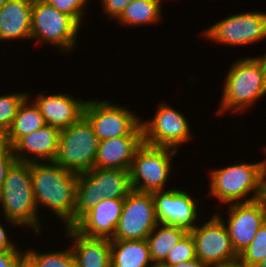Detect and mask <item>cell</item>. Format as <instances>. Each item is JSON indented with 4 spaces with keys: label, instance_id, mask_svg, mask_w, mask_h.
Here are the masks:
<instances>
[{
    "label": "cell",
    "instance_id": "1",
    "mask_svg": "<svg viewBox=\"0 0 266 267\" xmlns=\"http://www.w3.org/2000/svg\"><path fill=\"white\" fill-rule=\"evenodd\" d=\"M30 170L37 210L41 206L49 208L64 222V228L73 227L78 174L54 161L32 162Z\"/></svg>",
    "mask_w": 266,
    "mask_h": 267
},
{
    "label": "cell",
    "instance_id": "2",
    "mask_svg": "<svg viewBox=\"0 0 266 267\" xmlns=\"http://www.w3.org/2000/svg\"><path fill=\"white\" fill-rule=\"evenodd\" d=\"M0 204L5 220L12 226L31 228L36 235L41 233L42 222L34 199L30 163L16 161L9 168L0 190Z\"/></svg>",
    "mask_w": 266,
    "mask_h": 267
},
{
    "label": "cell",
    "instance_id": "3",
    "mask_svg": "<svg viewBox=\"0 0 266 267\" xmlns=\"http://www.w3.org/2000/svg\"><path fill=\"white\" fill-rule=\"evenodd\" d=\"M209 180L208 196L225 205L260 199L265 184V160L215 168L209 172Z\"/></svg>",
    "mask_w": 266,
    "mask_h": 267
},
{
    "label": "cell",
    "instance_id": "4",
    "mask_svg": "<svg viewBox=\"0 0 266 267\" xmlns=\"http://www.w3.org/2000/svg\"><path fill=\"white\" fill-rule=\"evenodd\" d=\"M228 70L215 115L221 116L226 110L243 112L266 95V73L256 56L238 59Z\"/></svg>",
    "mask_w": 266,
    "mask_h": 267
},
{
    "label": "cell",
    "instance_id": "5",
    "mask_svg": "<svg viewBox=\"0 0 266 267\" xmlns=\"http://www.w3.org/2000/svg\"><path fill=\"white\" fill-rule=\"evenodd\" d=\"M132 191L129 170L93 168L78 174L73 226L97 202L106 198H125Z\"/></svg>",
    "mask_w": 266,
    "mask_h": 267
},
{
    "label": "cell",
    "instance_id": "6",
    "mask_svg": "<svg viewBox=\"0 0 266 267\" xmlns=\"http://www.w3.org/2000/svg\"><path fill=\"white\" fill-rule=\"evenodd\" d=\"M80 24L44 0H33L31 11V40L48 43L63 53L76 46Z\"/></svg>",
    "mask_w": 266,
    "mask_h": 267
},
{
    "label": "cell",
    "instance_id": "7",
    "mask_svg": "<svg viewBox=\"0 0 266 267\" xmlns=\"http://www.w3.org/2000/svg\"><path fill=\"white\" fill-rule=\"evenodd\" d=\"M98 145L97 135L83 116L78 122L60 130L54 162L77 174L90 171L94 168Z\"/></svg>",
    "mask_w": 266,
    "mask_h": 267
},
{
    "label": "cell",
    "instance_id": "8",
    "mask_svg": "<svg viewBox=\"0 0 266 267\" xmlns=\"http://www.w3.org/2000/svg\"><path fill=\"white\" fill-rule=\"evenodd\" d=\"M178 152L173 148L143 143L129 169L132 190L142 193L164 191L173 166L171 158Z\"/></svg>",
    "mask_w": 266,
    "mask_h": 267
},
{
    "label": "cell",
    "instance_id": "9",
    "mask_svg": "<svg viewBox=\"0 0 266 267\" xmlns=\"http://www.w3.org/2000/svg\"><path fill=\"white\" fill-rule=\"evenodd\" d=\"M124 106L104 101L87 100L84 117L91 124L99 141L121 136H143L141 119Z\"/></svg>",
    "mask_w": 266,
    "mask_h": 267
},
{
    "label": "cell",
    "instance_id": "10",
    "mask_svg": "<svg viewBox=\"0 0 266 267\" xmlns=\"http://www.w3.org/2000/svg\"><path fill=\"white\" fill-rule=\"evenodd\" d=\"M221 213H215L203 225L189 232L195 242V255L207 267H227L237 264L238 255L233 249L229 232Z\"/></svg>",
    "mask_w": 266,
    "mask_h": 267
},
{
    "label": "cell",
    "instance_id": "11",
    "mask_svg": "<svg viewBox=\"0 0 266 267\" xmlns=\"http://www.w3.org/2000/svg\"><path fill=\"white\" fill-rule=\"evenodd\" d=\"M203 37L217 44L244 46L266 38V12L249 11L228 16L203 32Z\"/></svg>",
    "mask_w": 266,
    "mask_h": 267
},
{
    "label": "cell",
    "instance_id": "12",
    "mask_svg": "<svg viewBox=\"0 0 266 267\" xmlns=\"http://www.w3.org/2000/svg\"><path fill=\"white\" fill-rule=\"evenodd\" d=\"M169 105L160 103L152 120H141L143 141L152 146L178 150L181 145L191 140V127L187 117Z\"/></svg>",
    "mask_w": 266,
    "mask_h": 267
},
{
    "label": "cell",
    "instance_id": "13",
    "mask_svg": "<svg viewBox=\"0 0 266 267\" xmlns=\"http://www.w3.org/2000/svg\"><path fill=\"white\" fill-rule=\"evenodd\" d=\"M152 193L132 191L124 198L122 213L110 240H143L158 224Z\"/></svg>",
    "mask_w": 266,
    "mask_h": 267
},
{
    "label": "cell",
    "instance_id": "14",
    "mask_svg": "<svg viewBox=\"0 0 266 267\" xmlns=\"http://www.w3.org/2000/svg\"><path fill=\"white\" fill-rule=\"evenodd\" d=\"M227 223L233 249L239 255L254 239L261 225L266 221L265 208L260 199L228 205Z\"/></svg>",
    "mask_w": 266,
    "mask_h": 267
},
{
    "label": "cell",
    "instance_id": "15",
    "mask_svg": "<svg viewBox=\"0 0 266 267\" xmlns=\"http://www.w3.org/2000/svg\"><path fill=\"white\" fill-rule=\"evenodd\" d=\"M152 195L159 223L175 225L187 231L196 226L198 201L188 192L170 187L168 190L154 192Z\"/></svg>",
    "mask_w": 266,
    "mask_h": 267
},
{
    "label": "cell",
    "instance_id": "16",
    "mask_svg": "<svg viewBox=\"0 0 266 267\" xmlns=\"http://www.w3.org/2000/svg\"><path fill=\"white\" fill-rule=\"evenodd\" d=\"M123 204L124 198L101 200L73 228L87 237L112 239L122 213Z\"/></svg>",
    "mask_w": 266,
    "mask_h": 267
},
{
    "label": "cell",
    "instance_id": "17",
    "mask_svg": "<svg viewBox=\"0 0 266 267\" xmlns=\"http://www.w3.org/2000/svg\"><path fill=\"white\" fill-rule=\"evenodd\" d=\"M43 93L38 94L33 101L43 115L46 125L63 130L84 116L87 100L76 99L68 93Z\"/></svg>",
    "mask_w": 266,
    "mask_h": 267
},
{
    "label": "cell",
    "instance_id": "18",
    "mask_svg": "<svg viewBox=\"0 0 266 267\" xmlns=\"http://www.w3.org/2000/svg\"><path fill=\"white\" fill-rule=\"evenodd\" d=\"M59 136L58 128L45 125L21 137L12 146L13 155L18 162L54 161L58 150Z\"/></svg>",
    "mask_w": 266,
    "mask_h": 267
},
{
    "label": "cell",
    "instance_id": "19",
    "mask_svg": "<svg viewBox=\"0 0 266 267\" xmlns=\"http://www.w3.org/2000/svg\"><path fill=\"white\" fill-rule=\"evenodd\" d=\"M143 136H121L99 141L94 168L129 170Z\"/></svg>",
    "mask_w": 266,
    "mask_h": 267
},
{
    "label": "cell",
    "instance_id": "20",
    "mask_svg": "<svg viewBox=\"0 0 266 267\" xmlns=\"http://www.w3.org/2000/svg\"><path fill=\"white\" fill-rule=\"evenodd\" d=\"M65 233L73 242L76 267H111L110 239L87 237L73 227H66Z\"/></svg>",
    "mask_w": 266,
    "mask_h": 267
},
{
    "label": "cell",
    "instance_id": "21",
    "mask_svg": "<svg viewBox=\"0 0 266 267\" xmlns=\"http://www.w3.org/2000/svg\"><path fill=\"white\" fill-rule=\"evenodd\" d=\"M33 0H8L0 8V41L30 39Z\"/></svg>",
    "mask_w": 266,
    "mask_h": 267
},
{
    "label": "cell",
    "instance_id": "22",
    "mask_svg": "<svg viewBox=\"0 0 266 267\" xmlns=\"http://www.w3.org/2000/svg\"><path fill=\"white\" fill-rule=\"evenodd\" d=\"M110 250L111 267H156L146 239L110 240Z\"/></svg>",
    "mask_w": 266,
    "mask_h": 267
},
{
    "label": "cell",
    "instance_id": "23",
    "mask_svg": "<svg viewBox=\"0 0 266 267\" xmlns=\"http://www.w3.org/2000/svg\"><path fill=\"white\" fill-rule=\"evenodd\" d=\"M45 125V119L38 106L34 101H30V97L27 95L18 107L12 126L2 139L12 147L21 137Z\"/></svg>",
    "mask_w": 266,
    "mask_h": 267
},
{
    "label": "cell",
    "instance_id": "24",
    "mask_svg": "<svg viewBox=\"0 0 266 267\" xmlns=\"http://www.w3.org/2000/svg\"><path fill=\"white\" fill-rule=\"evenodd\" d=\"M187 232L185 228L171 224L158 223L156 225L146 239L150 257L156 267L166 260L170 251Z\"/></svg>",
    "mask_w": 266,
    "mask_h": 267
},
{
    "label": "cell",
    "instance_id": "25",
    "mask_svg": "<svg viewBox=\"0 0 266 267\" xmlns=\"http://www.w3.org/2000/svg\"><path fill=\"white\" fill-rule=\"evenodd\" d=\"M162 0H131L116 22L124 26L157 24L161 20Z\"/></svg>",
    "mask_w": 266,
    "mask_h": 267
},
{
    "label": "cell",
    "instance_id": "26",
    "mask_svg": "<svg viewBox=\"0 0 266 267\" xmlns=\"http://www.w3.org/2000/svg\"><path fill=\"white\" fill-rule=\"evenodd\" d=\"M266 257V221L257 231L252 242L238 255L240 267H255Z\"/></svg>",
    "mask_w": 266,
    "mask_h": 267
},
{
    "label": "cell",
    "instance_id": "27",
    "mask_svg": "<svg viewBox=\"0 0 266 267\" xmlns=\"http://www.w3.org/2000/svg\"><path fill=\"white\" fill-rule=\"evenodd\" d=\"M30 93H12L0 95V139H2L8 132L14 118L16 116L17 110L24 98Z\"/></svg>",
    "mask_w": 266,
    "mask_h": 267
},
{
    "label": "cell",
    "instance_id": "28",
    "mask_svg": "<svg viewBox=\"0 0 266 267\" xmlns=\"http://www.w3.org/2000/svg\"><path fill=\"white\" fill-rule=\"evenodd\" d=\"M26 253L39 265V267H76L71 247L66 250L39 253L29 249Z\"/></svg>",
    "mask_w": 266,
    "mask_h": 267
},
{
    "label": "cell",
    "instance_id": "29",
    "mask_svg": "<svg viewBox=\"0 0 266 267\" xmlns=\"http://www.w3.org/2000/svg\"><path fill=\"white\" fill-rule=\"evenodd\" d=\"M195 258V242L191 233L188 231L172 251H170L166 260L159 267H169L184 261L194 260Z\"/></svg>",
    "mask_w": 266,
    "mask_h": 267
},
{
    "label": "cell",
    "instance_id": "30",
    "mask_svg": "<svg viewBox=\"0 0 266 267\" xmlns=\"http://www.w3.org/2000/svg\"><path fill=\"white\" fill-rule=\"evenodd\" d=\"M60 12L73 17L80 25L85 15L88 0H44Z\"/></svg>",
    "mask_w": 266,
    "mask_h": 267
},
{
    "label": "cell",
    "instance_id": "31",
    "mask_svg": "<svg viewBox=\"0 0 266 267\" xmlns=\"http://www.w3.org/2000/svg\"><path fill=\"white\" fill-rule=\"evenodd\" d=\"M10 147L3 139H0V190L3 186L9 168L16 162Z\"/></svg>",
    "mask_w": 266,
    "mask_h": 267
},
{
    "label": "cell",
    "instance_id": "32",
    "mask_svg": "<svg viewBox=\"0 0 266 267\" xmlns=\"http://www.w3.org/2000/svg\"><path fill=\"white\" fill-rule=\"evenodd\" d=\"M131 0H100L102 10L110 19H117Z\"/></svg>",
    "mask_w": 266,
    "mask_h": 267
},
{
    "label": "cell",
    "instance_id": "33",
    "mask_svg": "<svg viewBox=\"0 0 266 267\" xmlns=\"http://www.w3.org/2000/svg\"><path fill=\"white\" fill-rule=\"evenodd\" d=\"M18 249L0 251V267H17L21 256L25 253Z\"/></svg>",
    "mask_w": 266,
    "mask_h": 267
},
{
    "label": "cell",
    "instance_id": "34",
    "mask_svg": "<svg viewBox=\"0 0 266 267\" xmlns=\"http://www.w3.org/2000/svg\"><path fill=\"white\" fill-rule=\"evenodd\" d=\"M6 227L2 226L0 223V251L12 250L14 248H19L16 244L13 243L14 240L9 239V235H7Z\"/></svg>",
    "mask_w": 266,
    "mask_h": 267
},
{
    "label": "cell",
    "instance_id": "35",
    "mask_svg": "<svg viewBox=\"0 0 266 267\" xmlns=\"http://www.w3.org/2000/svg\"><path fill=\"white\" fill-rule=\"evenodd\" d=\"M17 267H39V265L25 252L21 256Z\"/></svg>",
    "mask_w": 266,
    "mask_h": 267
},
{
    "label": "cell",
    "instance_id": "36",
    "mask_svg": "<svg viewBox=\"0 0 266 267\" xmlns=\"http://www.w3.org/2000/svg\"><path fill=\"white\" fill-rule=\"evenodd\" d=\"M169 267H207L204 263H202L198 258L190 261H184L182 263H178Z\"/></svg>",
    "mask_w": 266,
    "mask_h": 267
},
{
    "label": "cell",
    "instance_id": "37",
    "mask_svg": "<svg viewBox=\"0 0 266 267\" xmlns=\"http://www.w3.org/2000/svg\"><path fill=\"white\" fill-rule=\"evenodd\" d=\"M260 200L262 201L264 208H265V216H266V184L263 186V191L260 196Z\"/></svg>",
    "mask_w": 266,
    "mask_h": 267
},
{
    "label": "cell",
    "instance_id": "38",
    "mask_svg": "<svg viewBox=\"0 0 266 267\" xmlns=\"http://www.w3.org/2000/svg\"><path fill=\"white\" fill-rule=\"evenodd\" d=\"M257 59L262 63L266 73V53L263 56H257Z\"/></svg>",
    "mask_w": 266,
    "mask_h": 267
},
{
    "label": "cell",
    "instance_id": "39",
    "mask_svg": "<svg viewBox=\"0 0 266 267\" xmlns=\"http://www.w3.org/2000/svg\"><path fill=\"white\" fill-rule=\"evenodd\" d=\"M255 267H266V257L260 261Z\"/></svg>",
    "mask_w": 266,
    "mask_h": 267
},
{
    "label": "cell",
    "instance_id": "40",
    "mask_svg": "<svg viewBox=\"0 0 266 267\" xmlns=\"http://www.w3.org/2000/svg\"><path fill=\"white\" fill-rule=\"evenodd\" d=\"M265 148H263V151L266 154V146H264ZM265 184H266V159H265Z\"/></svg>",
    "mask_w": 266,
    "mask_h": 267
},
{
    "label": "cell",
    "instance_id": "41",
    "mask_svg": "<svg viewBox=\"0 0 266 267\" xmlns=\"http://www.w3.org/2000/svg\"><path fill=\"white\" fill-rule=\"evenodd\" d=\"M8 0H0V8L7 2Z\"/></svg>",
    "mask_w": 266,
    "mask_h": 267
},
{
    "label": "cell",
    "instance_id": "42",
    "mask_svg": "<svg viewBox=\"0 0 266 267\" xmlns=\"http://www.w3.org/2000/svg\"><path fill=\"white\" fill-rule=\"evenodd\" d=\"M227 267H240V266L238 264H234V265L227 266Z\"/></svg>",
    "mask_w": 266,
    "mask_h": 267
}]
</instances>
